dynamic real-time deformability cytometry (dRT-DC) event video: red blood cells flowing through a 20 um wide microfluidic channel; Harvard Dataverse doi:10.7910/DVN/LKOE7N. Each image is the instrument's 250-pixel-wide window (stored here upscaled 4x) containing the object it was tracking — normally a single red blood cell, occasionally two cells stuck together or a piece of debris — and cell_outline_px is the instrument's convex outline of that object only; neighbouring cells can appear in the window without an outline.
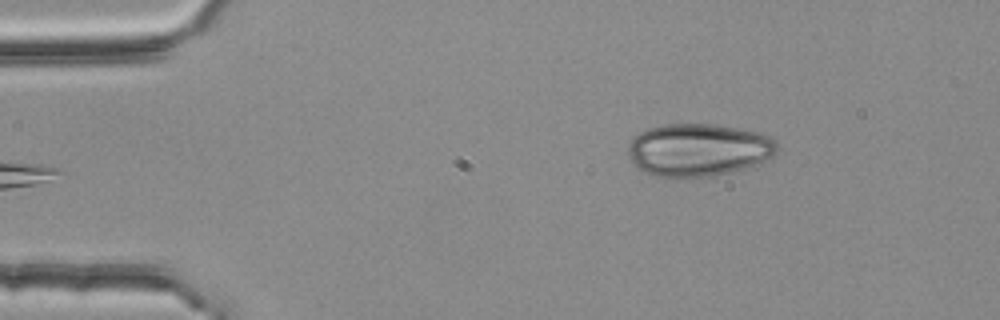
{"species": "common noctule bat (a hibernating species)", "species_latin": "Nyctalus noctula", "temperature_condition": "room temperature", "stored_images_in_passage": 4, "camera_frame_rate_fps": 3000, "um_per_image_px": 0.085, "animal": {"sex": "female", "body_mass_g": 25.1}, "frame": {"image": 1, "passage_image": 4, "time_ms": 1.0, "image_size_px": [1000, 320], "cell_outline_px": [[780, 148], [772, 156], [756, 164], [744, 168], [712, 176], [676, 180], [652, 176], [644, 172], [632, 164], [628, 152], [628, 148], [632, 140], [640, 132], [648, 128], [664, 124], [712, 124], [760, 132], [772, 136], [776, 140]], "centroid_in_image_um": [59.35, 12.77], "position_along_channel_um": 25.6, "area_um2": 46.53}}